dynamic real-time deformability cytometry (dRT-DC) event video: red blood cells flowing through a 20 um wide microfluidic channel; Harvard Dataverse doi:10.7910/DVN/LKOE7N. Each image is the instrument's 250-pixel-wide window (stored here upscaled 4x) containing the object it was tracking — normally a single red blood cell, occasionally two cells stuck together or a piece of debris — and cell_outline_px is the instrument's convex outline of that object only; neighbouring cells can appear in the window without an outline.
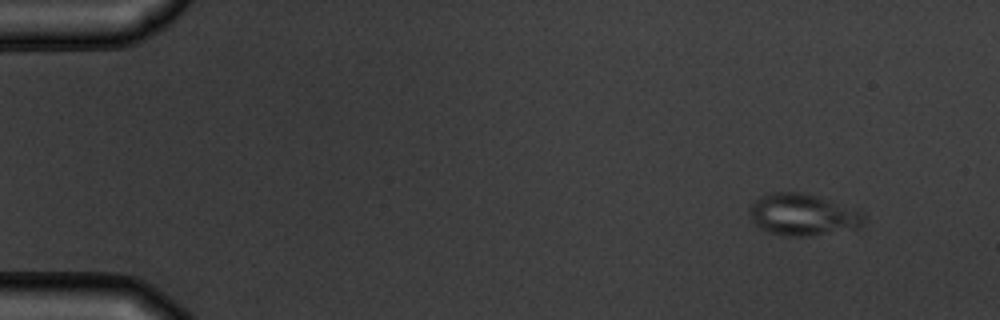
{"species": "common noctule bat (a hibernating species)", "species_latin": "Nyctalus noctula", "temperature_condition": "warm", "stored_images_in_passage": 9, "camera_frame_rate_fps": 3000, "um_per_image_px": 0.085, "animal": {"sex": "male", "body_mass_g": 19.5, "forearm_length_mm": 54.6}, "frame": {"image": 1, "passage_image": 1, "time_ms": 0.0, "image_size_px": [1000, 320], "cell_outline_px": [[864, 220], [860, 228], [808, 236], [784, 236], [768, 232], [760, 228], [752, 220], [748, 212], [752, 204], [764, 192], [800, 192], [820, 196], [864, 212]], "centroid_in_image_um": [68.23, 18.24], "position_along_channel_um": 16.8, "area_um2": 28.09}}
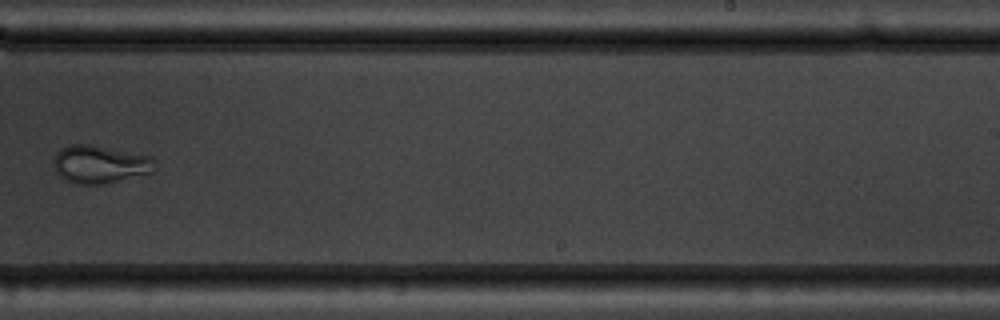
{"frame": {"image": 2, "passage_image": 9, "time_ms": 10.0, "image_size_px": [1000, 320], "cell_outline_px": [[152, 172], [104, 184], [76, 184], [60, 176], [56, 172], [52, 164], [56, 152], [60, 148], [68, 144], [88, 144], [148, 156], [152, 160]], "centroid_in_image_um": [8.38, 13.96], "position_along_channel_um": 280.6, "area_um2": 21.91}}